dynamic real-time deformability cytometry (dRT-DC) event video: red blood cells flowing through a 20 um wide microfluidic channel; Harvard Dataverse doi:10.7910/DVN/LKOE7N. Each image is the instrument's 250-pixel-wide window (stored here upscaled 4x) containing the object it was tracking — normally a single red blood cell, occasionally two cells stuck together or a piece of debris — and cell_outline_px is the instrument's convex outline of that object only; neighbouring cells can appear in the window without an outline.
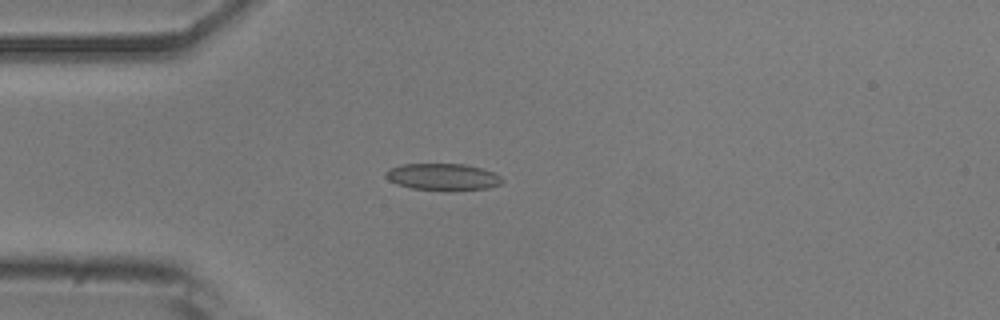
{"species": "common noctule bat (a hibernating species)", "species_latin": "Nyctalus noctula", "temperature_condition": "room temperature", "stored_images_in_passage": 33, "camera_frame_rate_fps": 3000, "um_per_image_px": 0.085, "animal": {"sex": "male", "body_mass_g": 20.5, "forearm_length_mm": 52.5}, "frame": {"image": 1, "passage_image": 6, "time_ms": 1.667, "image_size_px": [1000, 320], "cell_outline_px": [[504, 180], [500, 184], [488, 188], [412, 188], [396, 184], [388, 180], [384, 176], [384, 172], [388, 168], [404, 164], [464, 164], [480, 168], [492, 172], [500, 176]], "centroid_in_image_um": [37.57, 14.99], "position_along_channel_um": 47.4, "area_um2": 17.46}}
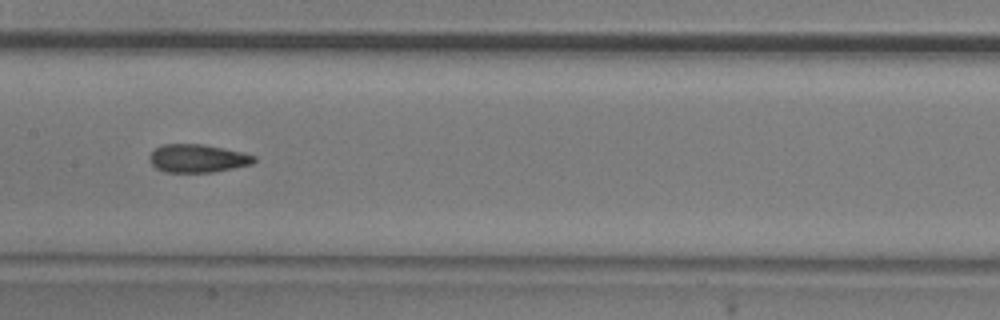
{"frame": {"image": 2, "passage_image": 18, "time_ms": 5.667, "image_size_px": [1000, 320], "cell_outline_px": [[256, 160], [252, 164], [212, 172], [164, 172], [156, 168], [148, 160], [148, 156], [160, 144], [204, 144], [244, 152], [256, 156]], "centroid_in_image_um": [16.79, 13.45], "position_along_channel_um": 190.6, "area_um2": 17.28}}
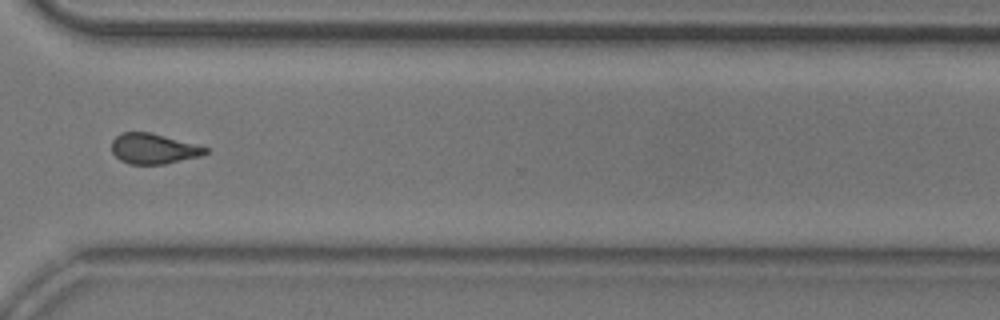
{"frame": {"image": 3, "passage_image": 31, "time_ms": 10.0, "image_size_px": [1000, 320], "cell_outline_px": [[208, 152], [200, 156], [164, 164], [128, 164], [120, 160], [112, 152], [112, 140], [120, 132], [152, 132], [208, 148]], "centroid_in_image_um": [13.01, 12.63], "position_along_channel_um": 357.6, "area_um2": 16.53}, "authors_computed_cell_mechanics": {"area_um2": 17.2244, "velocity_mm_per_s": 3.8665, "shape_relaxation_time_tau1_ms": 8.411, "shape_relaxation_time_tau2_ms": 2.3233, "deformation_change_tau1": 0.1741, "deformation_change_tau2": 0.1035}}